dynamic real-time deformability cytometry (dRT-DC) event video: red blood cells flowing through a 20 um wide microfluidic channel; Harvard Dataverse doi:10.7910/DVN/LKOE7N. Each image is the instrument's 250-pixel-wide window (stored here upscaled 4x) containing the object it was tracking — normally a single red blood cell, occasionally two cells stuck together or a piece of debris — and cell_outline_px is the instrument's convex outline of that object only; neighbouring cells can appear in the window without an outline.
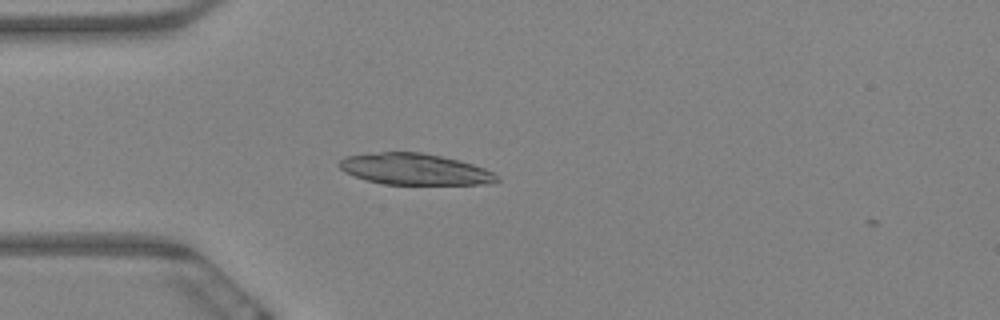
{"species": "Egyptian fruit bat (a non-hibernating species)", "species_latin": "Rousettus aegyptiacus", "temperature_condition": "warm", "stored_images_in_passage": 2, "camera_frame_rate_fps": 3000, "um_per_image_px": 0.085, "animal": {"sex": "female"}, "frame": {"image": 1, "passage_image": 1, "time_ms": 0.0, "image_size_px": [1000, 320], "cell_outline_px": [[500, 180], [488, 184], [384, 184], [368, 180], [344, 172], [336, 164], [344, 156], [380, 152], [420, 152], [460, 160], [484, 168], [500, 176]], "centroid_in_image_um": [35.25, 14.38], "position_along_channel_um": 49.7, "area_um2": 28.67}}